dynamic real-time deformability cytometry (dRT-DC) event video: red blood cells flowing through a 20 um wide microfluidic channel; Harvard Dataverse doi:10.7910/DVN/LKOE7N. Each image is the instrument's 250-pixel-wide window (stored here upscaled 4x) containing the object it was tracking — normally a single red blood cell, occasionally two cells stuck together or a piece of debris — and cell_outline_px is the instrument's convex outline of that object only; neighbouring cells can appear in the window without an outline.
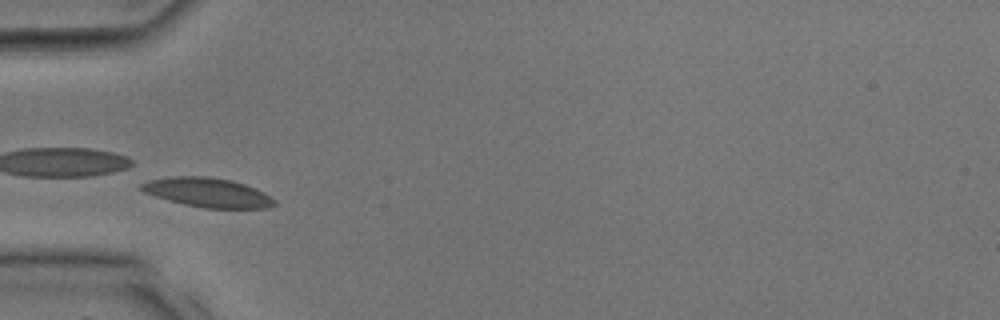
{"species": "common noctule bat (a hibernating species)", "species_latin": "Nyctalus noctula", "temperature_condition": "room temperature", "stored_images_in_passage": 27, "camera_frame_rate_fps": 3000, "um_per_image_px": 0.085, "animal": {"sex": "male", "body_mass_g": 17.9, "forearm_length_mm": 54.2}, "frame": {"image": 1, "passage_image": 5, "time_ms": 1.333, "image_size_px": [1000, 320], "cell_outline_px": [[276, 204], [268, 208], [204, 208], [184, 204], [168, 200], [144, 192], [136, 188], [140, 184], [148, 180], [172, 176], [208, 176], [228, 180], [244, 184], [256, 188], [264, 192], [276, 200]], "centroid_in_image_um": [17.63, 16.36], "position_along_channel_um": 67.4, "area_um2": 22.77}}
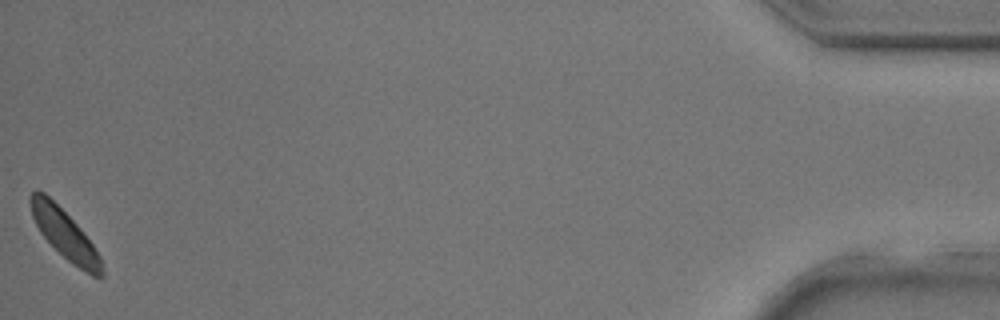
{"frame": {"image": 2, "passage_image": 27, "time_ms": 8.667, "image_size_px": [1000, 320], "cell_outline_px": [[104, 276], [92, 276], [72, 264], [40, 232], [32, 216], [28, 200], [32, 192], [36, 188], [44, 192], [80, 228], [92, 244], [100, 256], [104, 272]], "centroid_in_image_um": [5.49, 19.89], "position_along_channel_um": 429.7, "area_um2": 19.94}}